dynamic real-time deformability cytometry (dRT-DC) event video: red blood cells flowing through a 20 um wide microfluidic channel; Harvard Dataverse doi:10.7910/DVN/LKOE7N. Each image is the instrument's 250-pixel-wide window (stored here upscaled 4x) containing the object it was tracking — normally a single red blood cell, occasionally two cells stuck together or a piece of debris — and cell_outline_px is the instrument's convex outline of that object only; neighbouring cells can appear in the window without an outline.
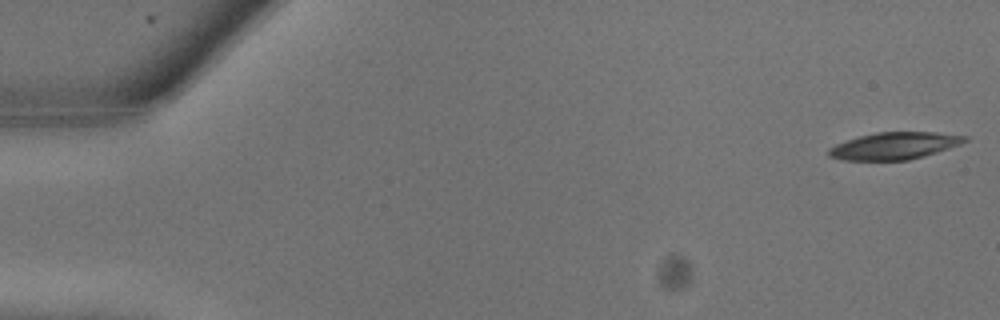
{"species": "common noctule bat (a hibernating species)", "species_latin": "Nyctalus noctula", "temperature_condition": "warm", "stored_images_in_passage": 8, "camera_frame_rate_fps": 3000, "um_per_image_px": 0.085, "animal": {"sex": "male", "body_mass_g": 13.3}, "frame": {"image": 1, "passage_image": 1, "time_ms": 0.0, "image_size_px": [1000, 320], "cell_outline_px": [[968, 140], [960, 144], [924, 156], [908, 160], [840, 160], [828, 156], [828, 148], [836, 144], [860, 136], [876, 132], [932, 132], [968, 136]], "centroid_in_image_um": [76.0, 12.4], "position_along_channel_um": 9.0, "area_um2": 21.33}}
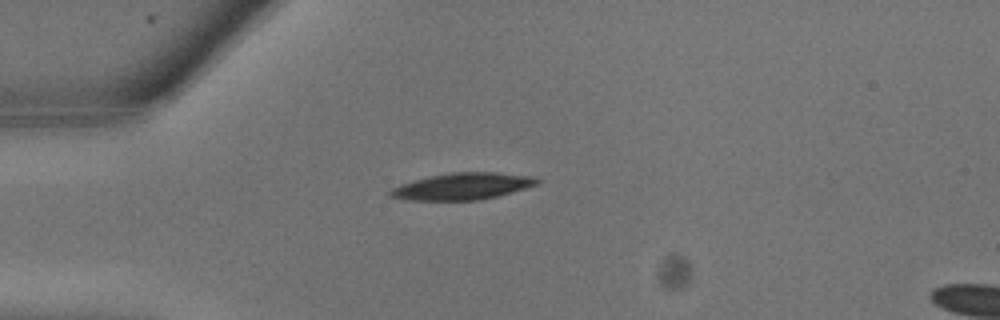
{"frame": {"image": 2, "passage_image": 7, "time_ms": 2.0, "image_size_px": [1000, 320], "cell_outline_px": [[540, 184], [512, 192], [496, 196], [476, 200], [412, 200], [388, 196], [388, 192], [392, 188], [400, 184], [412, 180], [428, 176], [452, 172], [496, 172], [536, 176], [540, 180]], "centroid_in_image_um": [39.34, 15.82], "position_along_channel_um": 45.7, "area_um2": 23.0}}